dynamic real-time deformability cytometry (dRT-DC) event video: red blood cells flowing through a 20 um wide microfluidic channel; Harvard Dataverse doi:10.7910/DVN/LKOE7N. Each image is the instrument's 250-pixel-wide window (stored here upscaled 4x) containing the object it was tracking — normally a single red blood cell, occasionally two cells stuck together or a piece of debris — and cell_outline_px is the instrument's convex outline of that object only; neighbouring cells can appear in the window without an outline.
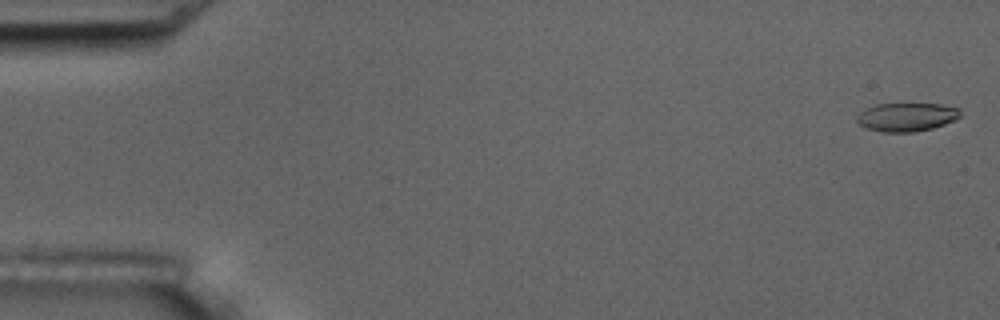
{"species": "common noctule bat (a hibernating species)", "species_latin": "Nyctalus noctula", "temperature_condition": "room temperature", "stored_images_in_passage": 5, "camera_frame_rate_fps": 3000, "um_per_image_px": 0.085, "animal": {"sex": "male", "body_mass_g": 17.5, "forearm_length_mm": 52.3}, "frame": {"image": 1, "passage_image": 5, "time_ms": 5.667, "image_size_px": [1000, 320], "cell_outline_px": [[960, 116], [956, 120], [932, 128], [912, 132], [884, 132], [864, 128], [856, 120], [856, 116], [864, 108], [876, 104], [940, 104], [960, 108]], "centroid_in_image_um": [77.04, 9.94], "position_along_channel_um": 8.0, "area_um2": 17.28}}